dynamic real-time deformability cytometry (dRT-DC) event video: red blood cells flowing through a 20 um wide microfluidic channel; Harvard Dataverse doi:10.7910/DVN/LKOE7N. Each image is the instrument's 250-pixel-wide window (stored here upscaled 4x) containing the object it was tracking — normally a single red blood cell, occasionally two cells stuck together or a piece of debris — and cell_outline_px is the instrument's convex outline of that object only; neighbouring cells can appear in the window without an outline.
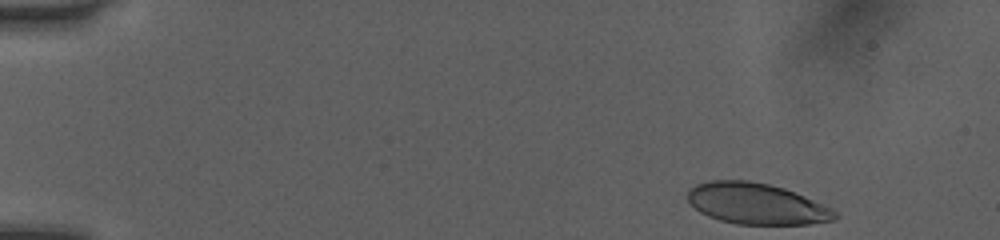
{"species": "human", "species_latin": "Homo sapiens", "temperature_condition": "room temperature", "stored_images_in_passage": 44, "camera_frame_rate_fps": 3000, "um_per_image_px": 0.085, "donor": {"sex": "female"}, "frame": {"image": 1, "passage_image": 1, "time_ms": 0.0, "image_size_px": [1000, 240], "cell_outline_px": [[836, 216], [832, 220], [808, 224], [736, 224], [720, 220], [708, 216], [700, 212], [688, 200], [688, 188], [696, 184], [708, 180], [748, 180], [768, 184], [784, 188], [804, 196], [832, 208], [836, 212]], "centroid_in_image_um": [64.26, 17.31], "position_along_channel_um": 20.7, "area_um2": 35.08}}
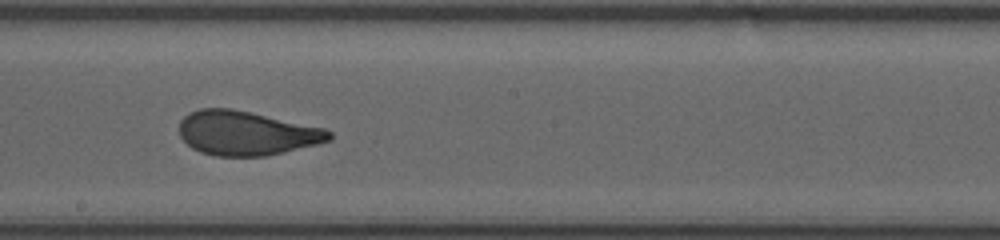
{"frame": {"image": 2, "passage_image": 23, "time_ms": 7.333, "image_size_px": [1000, 240], "cell_outline_px": [[332, 140], [316, 144], [264, 156], [216, 156], [200, 152], [192, 148], [180, 136], [180, 120], [184, 116], [200, 108], [232, 108], [324, 128], [332, 132]], "centroid_in_image_um": [20.93, 11.31], "position_along_channel_um": 227.3, "area_um2": 38.38}}
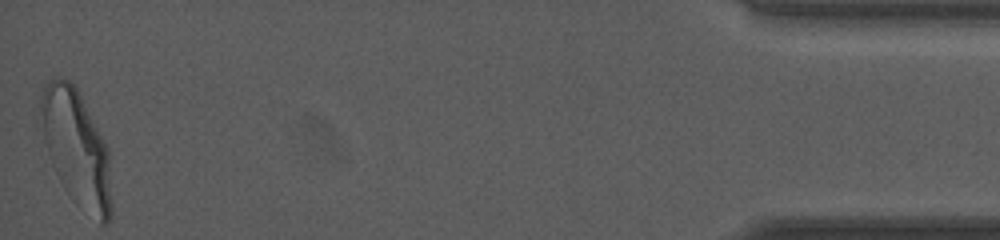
{"frame": {"image": 3, "passage_image": 44, "time_ms": 14.333, "image_size_px": [1000, 240], "cell_outline_px": [[112, 216], [108, 224], [100, 224], [48, 152], [44, 140], [40, 108], [40, 96], [48, 80], [60, 76], [68, 80], [80, 92], [108, 148], [112, 204]], "centroid_in_image_um": [6.56, 12.36], "position_along_channel_um": 428.6, "area_um2": 44.56}, "authors_computed_cell_mechanics": {"area_um2": 38.6682, "velocity_mm_per_s": 4.0534, "shape_relaxation_time_tau1_ms": 5.0302, "shape_relaxation_time_tau2_ms": null, "deformation_change_tau1": 0.1724, "deformation_change_tau2": null}}